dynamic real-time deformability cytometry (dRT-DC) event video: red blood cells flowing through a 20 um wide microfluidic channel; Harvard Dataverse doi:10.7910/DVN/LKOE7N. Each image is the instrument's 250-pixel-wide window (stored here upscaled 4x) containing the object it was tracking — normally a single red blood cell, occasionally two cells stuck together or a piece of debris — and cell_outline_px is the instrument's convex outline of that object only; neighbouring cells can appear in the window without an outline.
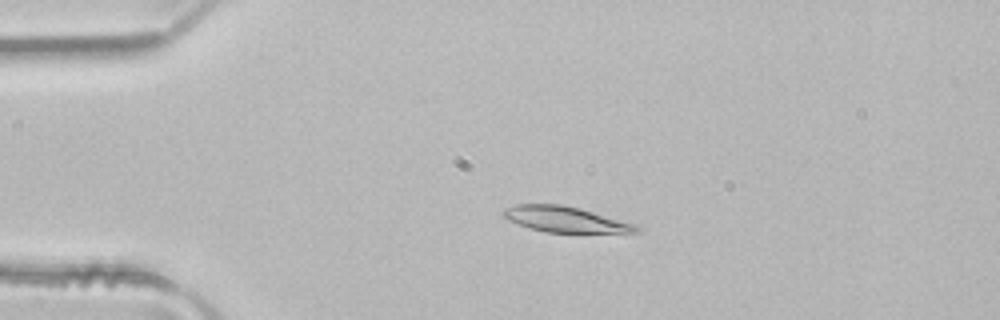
{"species": "common noctule bat (a hibernating species)", "species_latin": "Nyctalus noctula", "temperature_condition": "room temperature", "stored_images_in_passage": 3, "camera_frame_rate_fps": 3000, "um_per_image_px": 0.085, "animal": {"sex": "male", "body_mass_g": 21.5, "forearm_length_mm": 52.0}, "frame": {"image": 1, "passage_image": 2, "time_ms": 0.333, "image_size_px": [1000, 320], "cell_outline_px": [[640, 232], [544, 232], [528, 228], [508, 220], [500, 212], [504, 208], [516, 204], [560, 204], [580, 208], [636, 224], [640, 228]], "centroid_in_image_um": [48.0, 18.64], "position_along_channel_um": 37.0, "area_um2": 19.88}}